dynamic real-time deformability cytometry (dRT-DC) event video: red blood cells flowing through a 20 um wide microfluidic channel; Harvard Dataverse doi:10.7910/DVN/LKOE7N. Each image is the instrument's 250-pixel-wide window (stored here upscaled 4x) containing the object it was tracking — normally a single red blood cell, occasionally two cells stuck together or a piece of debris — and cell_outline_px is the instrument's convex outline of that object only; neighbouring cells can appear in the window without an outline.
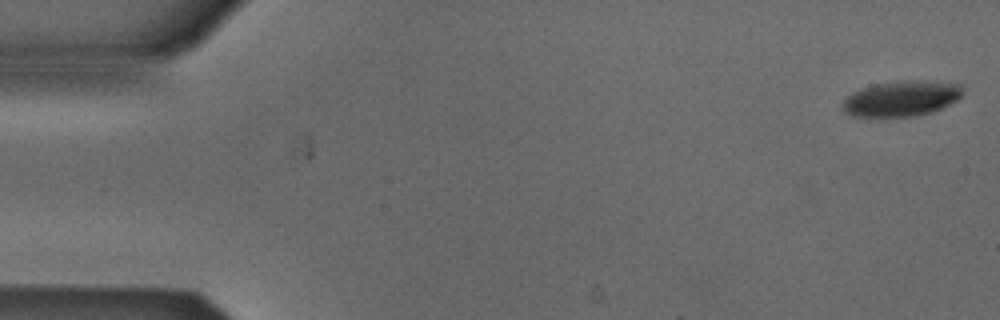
{"species": "Egyptian fruit bat (a non-hibernating species)", "species_latin": "Rousettus aegyptiacus", "temperature_condition": "cold", "stored_images_in_passage": 5, "camera_frame_rate_fps": 3000, "um_per_image_px": 0.085, "animal": {"sex": "male"}, "frame": {"image": 1, "passage_image": 1, "time_ms": 0.0, "image_size_px": [1000, 320], "cell_outline_px": [[960, 96], [956, 100], [932, 112], [916, 116], [852, 116], [844, 112], [844, 100], [852, 92], [860, 88], [876, 84], [896, 80], [912, 80], [960, 84]], "centroid_in_image_um": [76.57, 8.37], "position_along_channel_um": 8.4, "area_um2": 24.39}}